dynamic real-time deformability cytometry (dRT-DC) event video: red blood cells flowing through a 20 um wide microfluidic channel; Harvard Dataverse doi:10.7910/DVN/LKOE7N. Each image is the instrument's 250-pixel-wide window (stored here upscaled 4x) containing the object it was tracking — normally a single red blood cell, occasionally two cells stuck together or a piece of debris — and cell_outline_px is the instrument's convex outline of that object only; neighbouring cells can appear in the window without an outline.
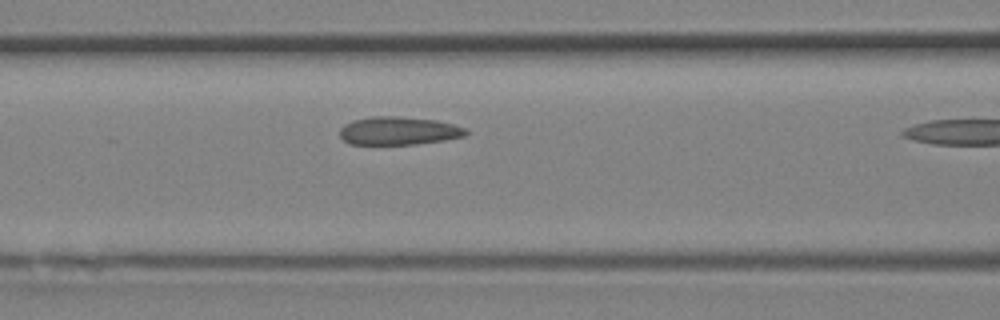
{"species": "Egyptian fruit bat (a non-hibernating species)", "species_latin": "Rousettus aegyptiacus", "temperature_condition": "room temperature", "stored_images_in_passage": 6, "camera_frame_rate_fps": 3000, "um_per_image_px": 0.085, "animal": {"sex": "female"}, "frame": {"image": 1, "passage_image": 5, "time_ms": 1.333, "image_size_px": [1000, 320], "cell_outline_px": [[468, 132], [464, 136], [444, 140], [416, 144], [348, 144], [340, 136], [340, 128], [344, 124], [352, 120], [372, 116], [396, 116], [436, 120], [452, 124], [464, 128]], "centroid_in_image_um": [33.84, 11.11], "position_along_channel_um": 132.8, "area_um2": 20.63}}